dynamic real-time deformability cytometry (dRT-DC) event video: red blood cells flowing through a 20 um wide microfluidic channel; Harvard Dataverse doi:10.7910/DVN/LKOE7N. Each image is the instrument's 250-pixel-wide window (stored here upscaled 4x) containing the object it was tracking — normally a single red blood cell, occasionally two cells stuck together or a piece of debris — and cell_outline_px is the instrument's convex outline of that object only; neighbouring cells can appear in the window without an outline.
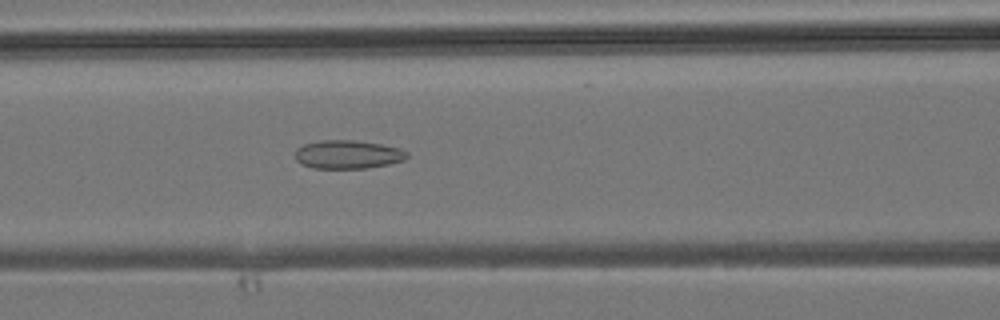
{"species": "common noctule bat (a hibernating species)", "species_latin": "Nyctalus noctula", "temperature_condition": "room temperature", "stored_images_in_passage": 38, "camera_frame_rate_fps": 3000, "um_per_image_px": 0.085, "animal": {"sex": "male", "body_mass_g": 19.2, "forearm_length_mm": 51.8}, "frame": {"image": 1, "passage_image": 14, "time_ms": 4.333, "image_size_px": [1000, 320], "cell_outline_px": [[408, 156], [404, 160], [388, 164], [364, 168], [312, 168], [300, 164], [296, 160], [296, 148], [304, 144], [320, 140], [352, 140], [380, 144], [400, 148], [408, 152]], "centroid_in_image_um": [29.54, 13.13], "position_along_channel_um": 137.1, "area_um2": 18.55}}
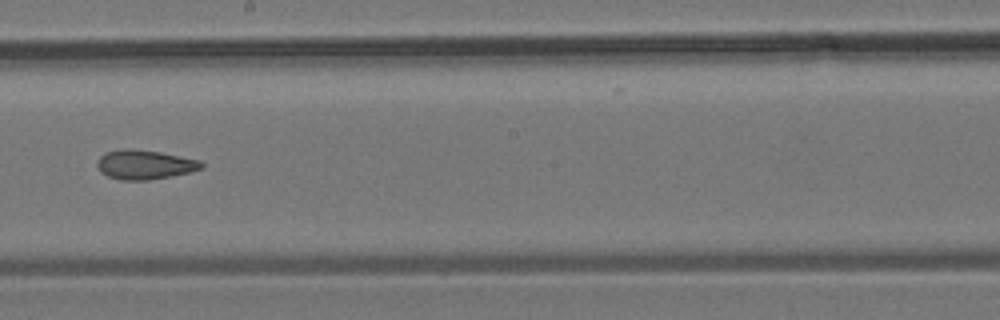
{"frame": {"image": 2, "passage_image": 20, "time_ms": 6.333, "image_size_px": [1000, 320], "cell_outline_px": [[204, 168], [172, 176], [148, 180], [120, 180], [108, 176], [100, 172], [96, 164], [96, 160], [104, 152], [124, 148], [128, 148], [160, 152], [200, 160], [204, 164]], "centroid_in_image_um": [12.27, 13.99], "position_along_channel_um": 235.9, "area_um2": 17.98}}
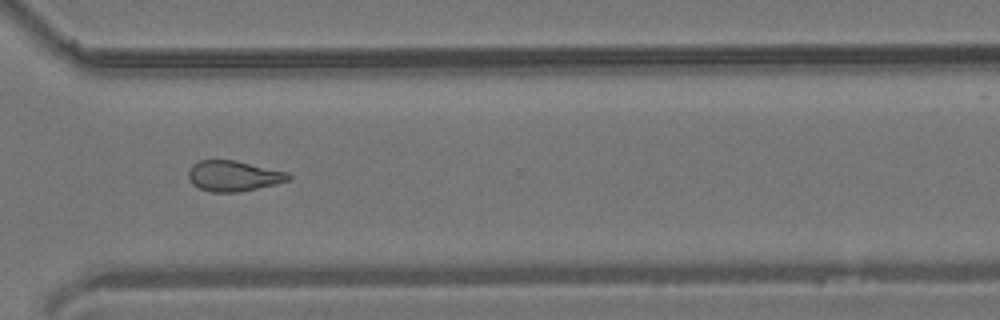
{"frame": {"image": 3, "passage_image": 27, "time_ms": 8.667, "image_size_px": [1000, 320], "cell_outline_px": [[292, 176], [288, 180], [276, 184], [240, 192], [212, 192], [200, 188], [192, 184], [188, 180], [188, 168], [192, 164], [200, 160], [236, 160], [288, 172]], "centroid_in_image_um": [19.83, 14.95], "position_along_channel_um": 350.8, "area_um2": 17.98}}